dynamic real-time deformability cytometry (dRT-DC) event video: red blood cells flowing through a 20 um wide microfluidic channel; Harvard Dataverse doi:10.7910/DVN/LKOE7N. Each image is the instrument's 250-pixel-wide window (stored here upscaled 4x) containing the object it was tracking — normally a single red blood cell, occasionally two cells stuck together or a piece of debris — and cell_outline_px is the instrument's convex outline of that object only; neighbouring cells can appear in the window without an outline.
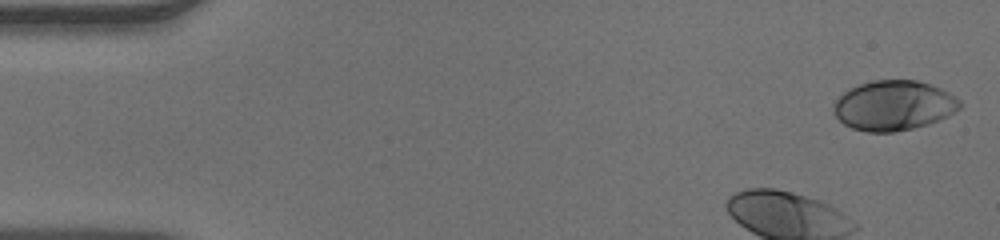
{"species": "human", "species_latin": "Homo sapiens", "temperature_condition": "warm", "stored_images_in_passage": 36, "camera_frame_rate_fps": 3000, "um_per_image_px": 0.085, "donor": {"sex": "male"}, "frame": {"image": 1, "passage_image": 1, "time_ms": 0.0, "image_size_px": [1000, 240], "cell_outline_px": [[960, 108], [948, 116], [940, 120], [928, 124], [912, 128], [892, 132], [868, 132], [852, 128], [844, 124], [836, 116], [832, 104], [848, 88], [872, 80], [916, 80], [940, 88], [948, 92], [960, 100]], "centroid_in_image_um": [75.95, 8.96], "position_along_channel_um": 9.0, "area_um2": 36.59}}
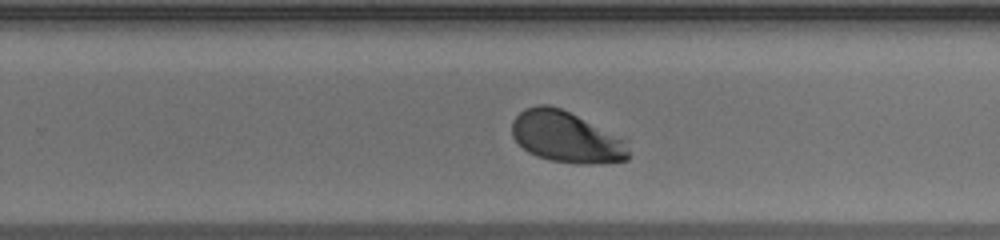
{"frame": {"image": 2, "passage_image": 28, "time_ms": 9.0, "image_size_px": [1000, 240], "cell_outline_px": [[628, 160], [604, 164], [580, 164], [548, 160], [536, 156], [528, 152], [512, 136], [512, 120], [524, 108], [536, 104], [548, 104], [560, 108], [628, 140]], "centroid_in_image_um": [48.14, 11.66], "position_along_channel_um": 281.7, "area_um2": 35.03}}
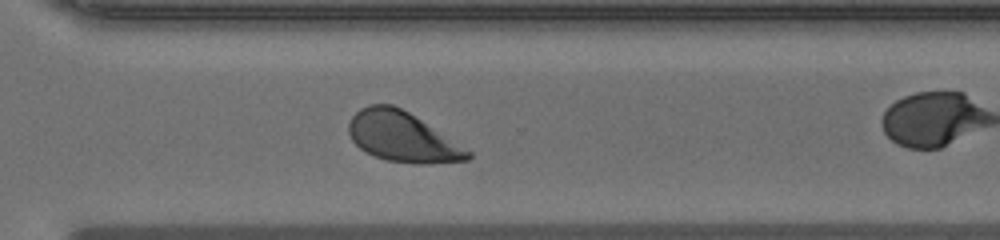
{"frame": {"image": 3, "passage_image": 32, "time_ms": 10.333, "image_size_px": [1000, 240], "cell_outline_px": [[472, 156], [468, 160], [428, 164], [416, 164], [388, 160], [364, 152], [352, 140], [348, 132], [348, 124], [352, 116], [360, 108], [368, 104], [392, 104], [408, 112], [472, 152]], "centroid_in_image_um": [34.17, 11.64], "position_along_channel_um": 336.4, "area_um2": 34.39}}